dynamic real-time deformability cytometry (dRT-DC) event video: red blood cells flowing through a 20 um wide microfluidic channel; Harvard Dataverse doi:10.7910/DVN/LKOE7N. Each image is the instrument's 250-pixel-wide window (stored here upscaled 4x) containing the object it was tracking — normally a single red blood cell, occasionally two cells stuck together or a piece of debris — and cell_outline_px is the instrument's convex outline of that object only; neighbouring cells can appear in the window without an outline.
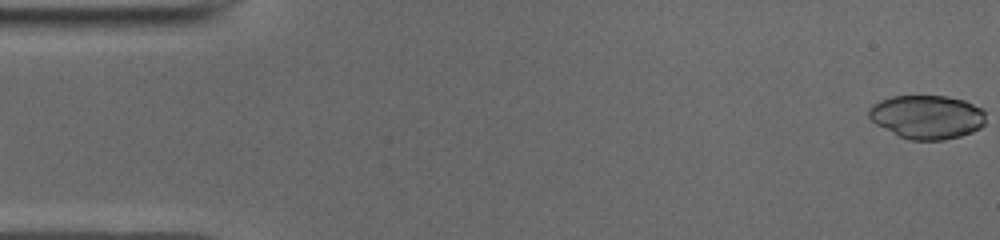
{"species": "common noctule bat (a hibernating species)", "species_latin": "Nyctalus noctula", "temperature_condition": "cold", "stored_images_in_passage": 51, "camera_frame_rate_fps": 3000, "um_per_image_px": 0.085, "animal": {"sex": "male", "body_mass_g": 19.0, "forearm_length_mm": 50.8}, "frame": {"image": 1, "passage_image": 1, "time_ms": 0.0, "image_size_px": [1000, 240], "cell_outline_px": [[984, 124], [980, 128], [972, 132], [960, 136], [944, 140], [908, 140], [876, 124], [868, 116], [868, 108], [872, 104], [880, 100], [892, 96], [948, 96], [964, 100], [980, 108], [984, 112]], "centroid_in_image_um": [78.78, 9.94], "position_along_channel_um": 6.2, "area_um2": 29.77}}